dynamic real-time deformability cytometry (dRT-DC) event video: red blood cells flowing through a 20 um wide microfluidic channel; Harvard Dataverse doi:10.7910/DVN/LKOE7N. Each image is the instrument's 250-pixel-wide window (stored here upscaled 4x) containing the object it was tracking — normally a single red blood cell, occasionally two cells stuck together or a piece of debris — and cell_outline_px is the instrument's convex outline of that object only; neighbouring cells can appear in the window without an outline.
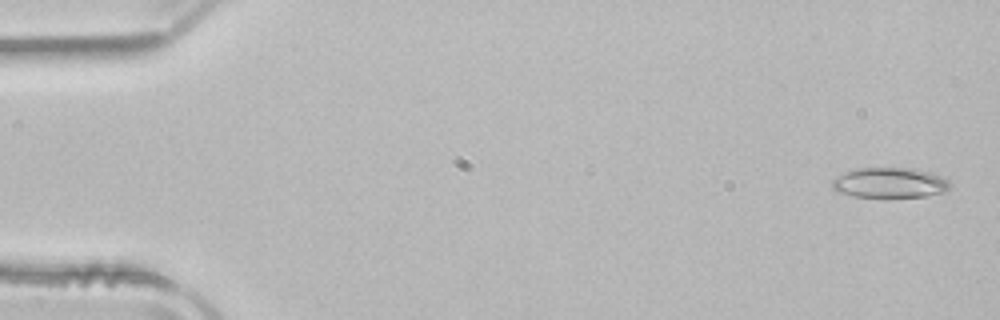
{"species": "common noctule bat (a hibernating species)", "species_latin": "Nyctalus noctula", "temperature_condition": "room temperature", "stored_images_in_passage": 51, "camera_frame_rate_fps": 3000, "um_per_image_px": 0.085, "animal": {"sex": "male", "body_mass_g": 21.5, "forearm_length_mm": 52.0}, "frame": {"image": 1, "passage_image": 2, "time_ms": 0.333, "image_size_px": [1000, 320], "cell_outline_px": [[952, 188], [944, 192], [928, 196], [884, 200], [852, 196], [836, 192], [832, 188], [832, 180], [836, 176], [844, 172], [860, 168], [912, 168], [928, 172], [940, 176], [948, 180], [952, 184]], "centroid_in_image_um": [75.62, 15.59], "position_along_channel_um": 9.4, "area_um2": 21.79}}
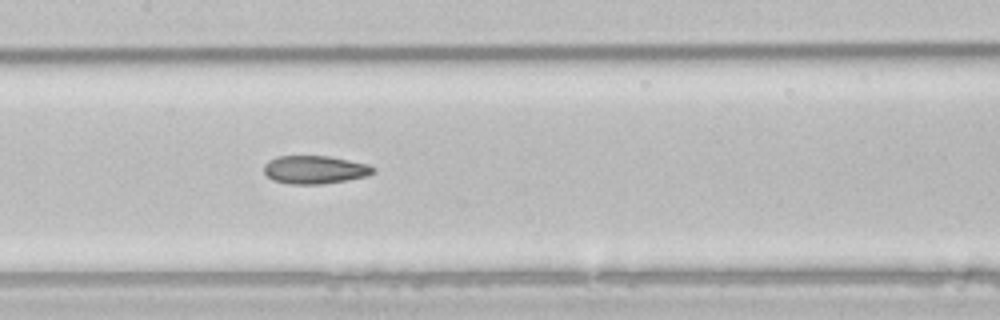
{"frame": {"image": 2, "passage_image": 25, "time_ms": 8.0, "image_size_px": [1000, 320], "cell_outline_px": [[376, 172], [368, 176], [320, 184], [288, 184], [272, 180], [264, 172], [264, 164], [268, 160], [276, 156], [328, 156], [368, 164], [376, 168]], "centroid_in_image_um": [26.75, 14.42], "position_along_channel_um": 180.7, "area_um2": 17.98}}
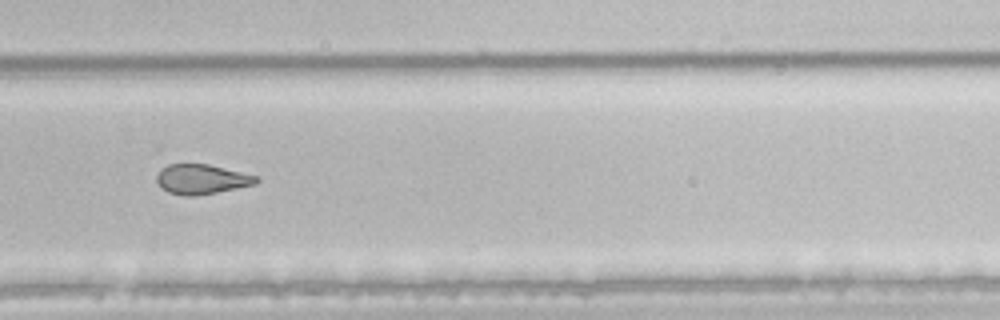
{"frame": {"image": 3, "passage_image": 35, "time_ms": 11.333, "image_size_px": [1000, 320], "cell_outline_px": [[260, 180], [256, 184], [216, 192], [192, 196], [184, 196], [168, 192], [156, 180], [156, 176], [168, 164], [208, 164], [256, 176]], "centroid_in_image_um": [17.15, 15.23], "position_along_channel_um": 312.7, "area_um2": 16.88}, "authors_computed_cell_mechanics": {"area_um2": 19.9988, "velocity_mm_per_s": 3.9811, "shape_relaxation_time_tau1_ms": 8.2975, "shape_relaxation_time_tau2_ms": 2.2076, "deformation_change_tau1": 0.1985, "deformation_change_tau2": 0.101}}